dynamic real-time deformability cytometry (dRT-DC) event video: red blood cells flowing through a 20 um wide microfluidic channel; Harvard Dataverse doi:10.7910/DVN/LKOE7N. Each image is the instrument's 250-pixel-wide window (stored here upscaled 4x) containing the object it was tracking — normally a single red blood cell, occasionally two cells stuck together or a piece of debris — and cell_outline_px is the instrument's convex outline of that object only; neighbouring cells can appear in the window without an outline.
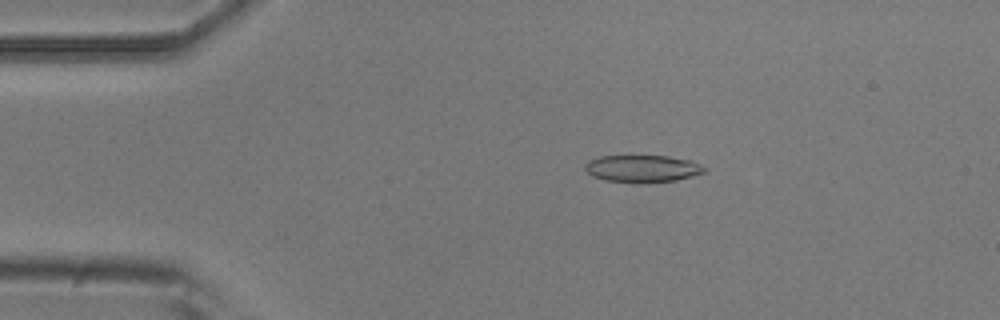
{"species": "common noctule bat (a hibernating species)", "species_latin": "Nyctalus noctula", "temperature_condition": "room temperature", "stored_images_in_passage": 49, "camera_frame_rate_fps": 3000, "um_per_image_px": 0.085, "animal": {"sex": "male", "body_mass_g": 20.5, "forearm_length_mm": 52.5}, "frame": {"image": 1, "passage_image": 8, "time_ms": 2.333, "image_size_px": [1000, 320], "cell_outline_px": [[708, 168], [704, 172], [692, 176], [676, 180], [640, 184], [604, 180], [592, 176], [584, 168], [584, 164], [588, 160], [600, 156], [668, 156], [692, 160]], "centroid_in_image_um": [54.6, 14.34], "position_along_channel_um": 30.4, "area_um2": 19.25}}
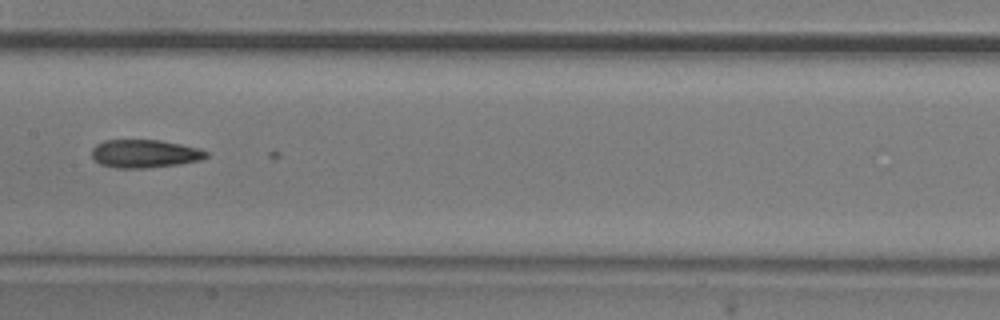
{"frame": {"image": 2, "passage_image": 24, "time_ms": 7.667, "image_size_px": [1000, 320], "cell_outline_px": [[208, 156], [200, 160], [180, 164], [148, 168], [116, 168], [100, 164], [92, 156], [92, 148], [96, 144], [104, 140], [160, 140], [200, 148], [208, 152]], "centroid_in_image_um": [12.31, 13.06], "position_along_channel_um": 195.1, "area_um2": 18.84}}
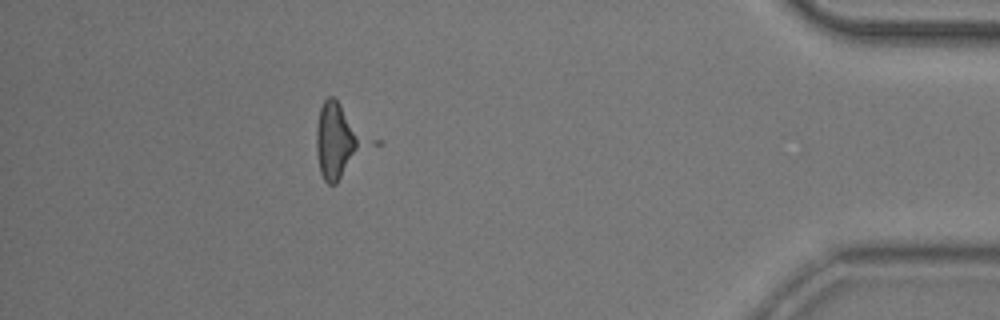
{"frame": {"image": 3, "passage_image": 44, "time_ms": 14.333, "image_size_px": [1000, 320], "cell_outline_px": [[364, 144], [336, 184], [328, 184], [324, 180], [320, 172], [316, 152], [316, 128], [320, 108], [324, 100], [328, 96], [332, 96], [340, 104]], "centroid_in_image_um": [28.5, 11.99], "position_along_channel_um": 406.7, "area_um2": 19.54}}